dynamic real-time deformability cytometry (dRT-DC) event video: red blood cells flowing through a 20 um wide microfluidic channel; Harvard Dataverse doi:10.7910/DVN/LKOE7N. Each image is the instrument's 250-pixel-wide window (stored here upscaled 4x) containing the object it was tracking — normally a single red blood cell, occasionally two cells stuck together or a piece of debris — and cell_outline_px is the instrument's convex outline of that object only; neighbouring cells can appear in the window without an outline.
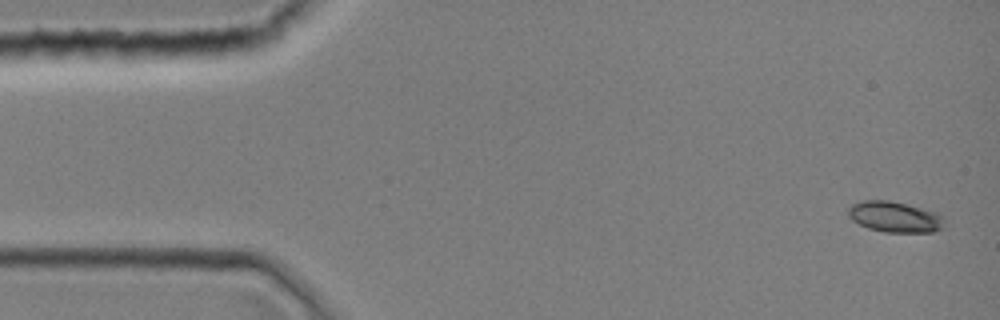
{"species": "common noctule bat (a hibernating species)", "species_latin": "Nyctalus noctula", "temperature_condition": "room temperature", "stored_images_in_passage": 6, "camera_frame_rate_fps": 3000, "um_per_image_px": 0.085, "animal": {"sex": "female", "body_mass_g": 19.0, "forearm_length_mm": 51.5}, "frame": {"image": 1, "passage_image": 1, "time_ms": 0.0, "image_size_px": [1000, 320], "cell_outline_px": [[944, 228], [932, 232], [884, 232], [868, 228], [852, 220], [848, 216], [848, 208], [852, 204], [864, 200], [888, 200], [908, 204], [936, 212], [944, 220]], "centroid_in_image_um": [76.05, 18.43], "position_along_channel_um": 9.0, "area_um2": 17.28}}